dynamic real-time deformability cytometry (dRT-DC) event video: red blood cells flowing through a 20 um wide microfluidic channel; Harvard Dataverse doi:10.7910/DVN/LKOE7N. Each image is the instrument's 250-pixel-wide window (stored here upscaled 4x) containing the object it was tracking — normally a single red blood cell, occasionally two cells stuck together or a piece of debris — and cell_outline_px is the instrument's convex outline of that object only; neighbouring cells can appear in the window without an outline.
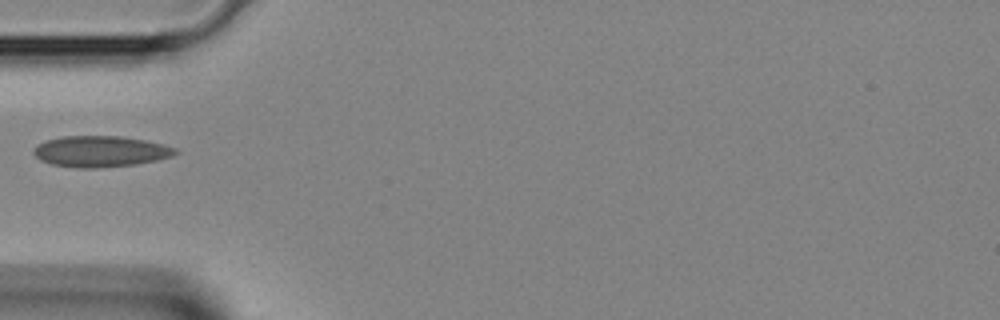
{"species": "Egyptian fruit bat (a non-hibernating species)", "species_latin": "Rousettus aegyptiacus", "temperature_condition": "room temperature", "stored_images_in_passage": 2, "camera_frame_rate_fps": 3000, "um_per_image_px": 0.085, "animal": {"sex": "female"}, "frame": {"image": 1, "passage_image": 2, "time_ms": 0.333, "image_size_px": [1000, 320], "cell_outline_px": [[180, 152], [172, 156], [156, 160], [136, 164], [96, 168], [76, 168], [52, 164], [40, 160], [32, 152], [36, 144], [44, 140], [60, 136], [120, 136], [144, 140], [176, 148]], "centroid_in_image_um": [8.49, 12.87], "position_along_channel_um": 76.5, "area_um2": 25.72}}